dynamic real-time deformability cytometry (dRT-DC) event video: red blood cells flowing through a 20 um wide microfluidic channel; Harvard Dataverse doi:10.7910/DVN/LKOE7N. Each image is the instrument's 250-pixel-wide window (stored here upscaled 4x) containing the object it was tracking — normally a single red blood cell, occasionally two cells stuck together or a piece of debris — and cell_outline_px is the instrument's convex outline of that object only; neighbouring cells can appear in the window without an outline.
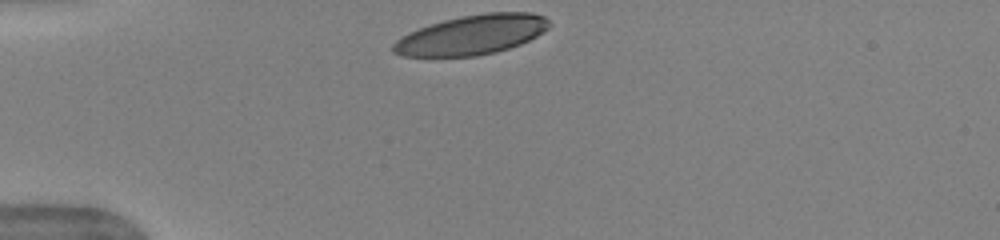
{"species": "human", "species_latin": "Homo sapiens", "temperature_condition": "warm", "stored_images_in_passage": 32, "camera_frame_rate_fps": 3000, "um_per_image_px": 0.085, "donor": {"sex": "female"}, "frame": {"image": 1, "passage_image": 1, "time_ms": 0.0, "image_size_px": [1000, 240], "cell_outline_px": [[552, 24], [544, 32], [520, 44], [496, 52], [476, 56], [404, 56], [392, 52], [392, 44], [396, 40], [408, 32], [444, 20], [460, 16], [484, 12], [532, 12], [544, 16]], "centroid_in_image_um": [40.12, 2.95], "position_along_channel_um": 44.9, "area_um2": 36.01}}
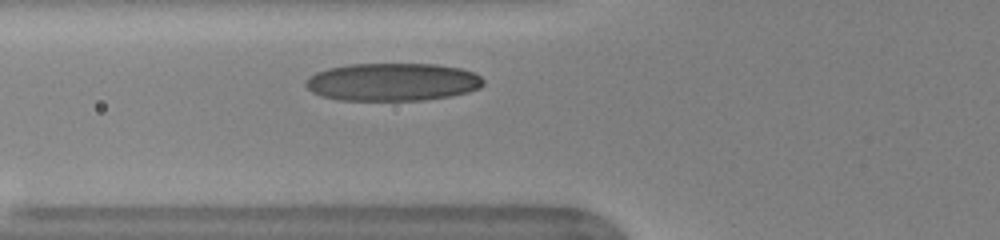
{"frame": {"image": 2, "passage_image": 7, "time_ms": 2.0, "image_size_px": [1000, 240], "cell_outline_px": [[484, 84], [480, 88], [468, 92], [452, 96], [424, 100], [336, 100], [320, 96], [312, 92], [304, 84], [308, 76], [316, 72], [328, 68], [348, 64], [436, 64], [460, 68], [472, 72], [480, 76], [484, 80]], "centroid_in_image_um": [33.35, 6.97], "position_along_channel_um": 92.5, "area_um2": 39.48}}
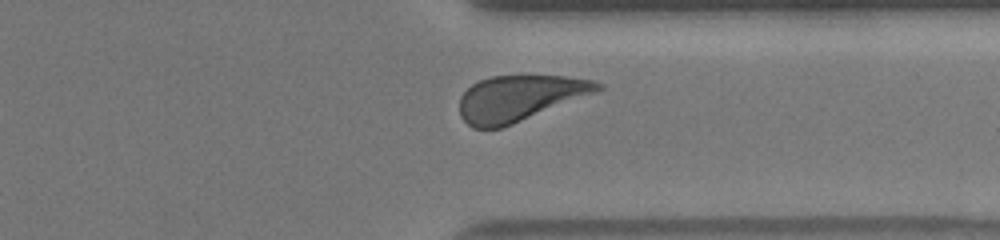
{"frame": {"image": 3, "passage_image": 28, "time_ms": 9.0, "image_size_px": [1000, 240], "cell_outline_px": [[604, 88], [596, 92], [512, 124], [500, 128], [472, 128], [460, 116], [460, 96], [472, 84], [480, 80], [492, 76], [564, 76], [592, 80], [604, 84]], "centroid_in_image_um": [44.15, 8.34], "position_along_channel_um": 367.3, "area_um2": 36.41}, "authors_computed_cell_mechanics": {"area_um2": 38.0035, "velocity_mm_per_s": 3.9155, "shape_relaxation_time_tau1_ms": 2.7451, "shape_relaxation_time_tau2_ms": 1.9627, "deformation_change_tau1": 0.1323, "deformation_change_tau2": 0.0905}}